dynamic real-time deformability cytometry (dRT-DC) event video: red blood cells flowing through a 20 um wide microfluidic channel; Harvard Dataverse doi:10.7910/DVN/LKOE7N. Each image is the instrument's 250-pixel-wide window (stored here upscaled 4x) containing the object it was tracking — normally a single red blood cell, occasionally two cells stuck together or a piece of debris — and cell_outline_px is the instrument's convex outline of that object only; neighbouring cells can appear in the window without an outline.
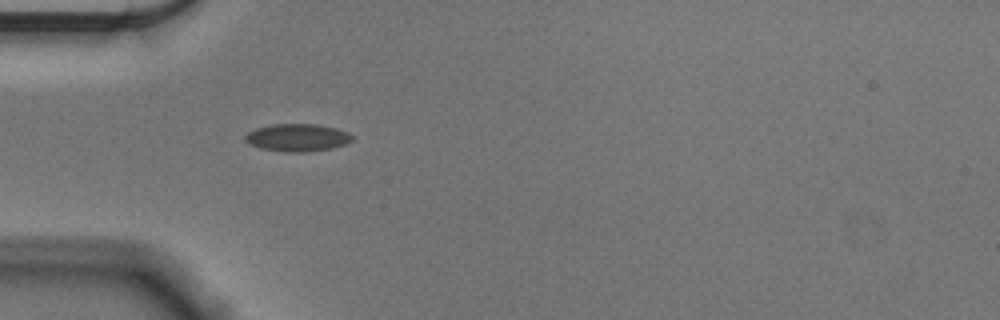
{"species": "Egyptian fruit bat (a non-hibernating species)", "species_latin": "Rousettus aegyptiacus", "temperature_condition": "cold", "stored_images_in_passage": 39, "camera_frame_rate_fps": 3000, "um_per_image_px": 0.085, "animal": {"sex": "male"}, "frame": {"image": 1, "passage_image": 1, "time_ms": 0.0, "image_size_px": [1000, 320], "cell_outline_px": [[352, 140], [344, 144], [332, 148], [304, 152], [288, 152], [260, 148], [248, 144], [244, 140], [244, 136], [248, 132], [256, 128], [272, 124], [316, 124], [336, 128], [348, 132], [352, 136]], "centroid_in_image_um": [25.24, 11.69], "position_along_channel_um": 59.8, "area_um2": 17.17}}
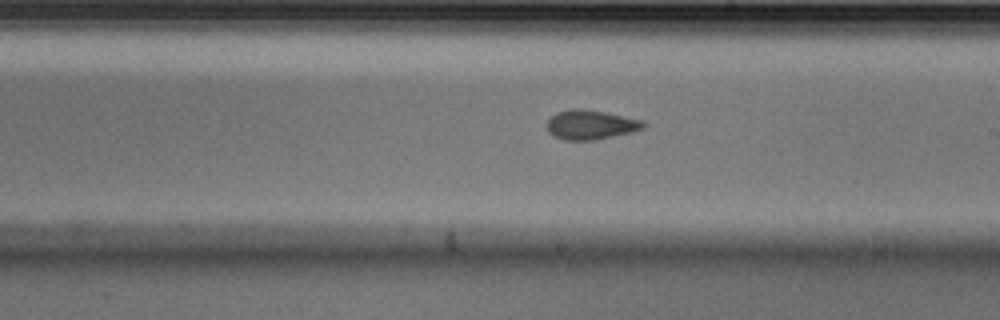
{"frame": {"image": 2, "passage_image": 16, "time_ms": 5.0, "image_size_px": [1000, 320], "cell_outline_px": [[648, 124], [644, 128], [632, 132], [596, 140], [564, 140], [552, 136], [548, 132], [548, 120], [556, 112], [572, 108], [584, 108], [604, 112], [640, 120]], "centroid_in_image_um": [50.19, 10.61], "position_along_channel_um": 238.8, "area_um2": 16.59}}
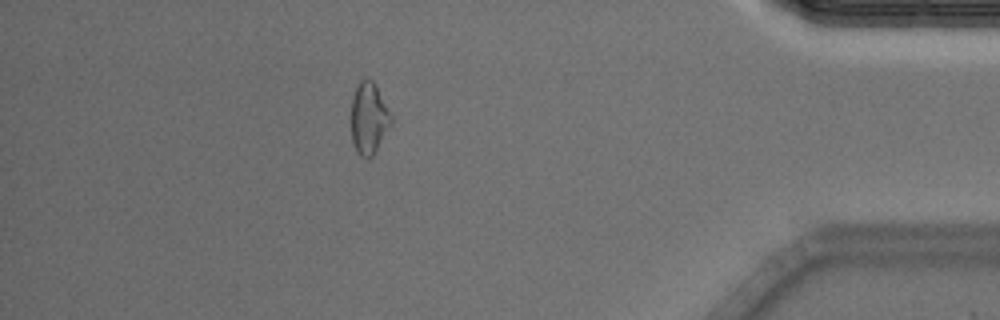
{"frame": {"image": 3, "passage_image": 33, "time_ms": 10.667, "image_size_px": [1000, 320], "cell_outline_px": [[392, 124], [376, 152], [368, 160], [360, 156], [352, 140], [352, 96], [356, 84], [360, 80], [368, 76], [376, 84], [392, 116]], "centroid_in_image_um": [31.37, 10.03], "position_along_channel_um": 403.8, "area_um2": 16.99}, "authors_computed_cell_mechanics": {"area_um2": 16.4152, "velocity_mm_per_s": 3.6363, "shape_relaxation_time_tau1_ms": 5.3008, "shape_relaxation_time_tau2_ms": 2.6034, "deformation_change_tau1": 0.0987, "deformation_change_tau2": 0.0782}}